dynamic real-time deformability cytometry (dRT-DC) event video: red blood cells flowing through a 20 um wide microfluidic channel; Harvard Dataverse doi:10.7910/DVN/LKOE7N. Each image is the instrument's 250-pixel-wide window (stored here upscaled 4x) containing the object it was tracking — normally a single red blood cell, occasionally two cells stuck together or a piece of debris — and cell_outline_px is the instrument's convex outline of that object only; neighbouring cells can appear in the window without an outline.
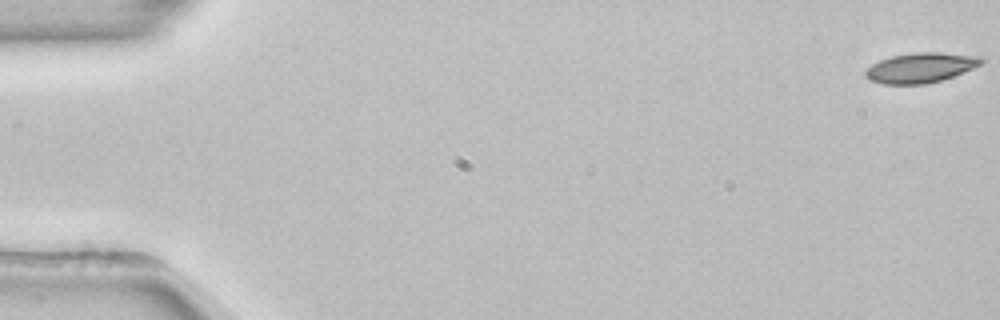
{"species": "common noctule bat (a hibernating species)", "species_latin": "Nyctalus noctula", "temperature_condition": "room temperature", "stored_images_in_passage": 54, "camera_frame_rate_fps": 3000, "um_per_image_px": 0.085, "animal": {"sex": "female", "body_mass_g": 22.7, "forearm_length_mm": 54.2}, "frame": {"image": 1, "passage_image": 1, "time_ms": 0.0, "image_size_px": [1000, 320], "cell_outline_px": [[984, 60], [980, 64], [972, 68], [952, 76], [940, 80], [924, 84], [884, 84], [868, 80], [864, 76], [864, 72], [872, 64], [880, 60], [892, 56], [916, 52], [940, 52], [980, 56]], "centroid_in_image_um": [78.21, 5.75], "position_along_channel_um": 6.8, "area_um2": 20.06}}
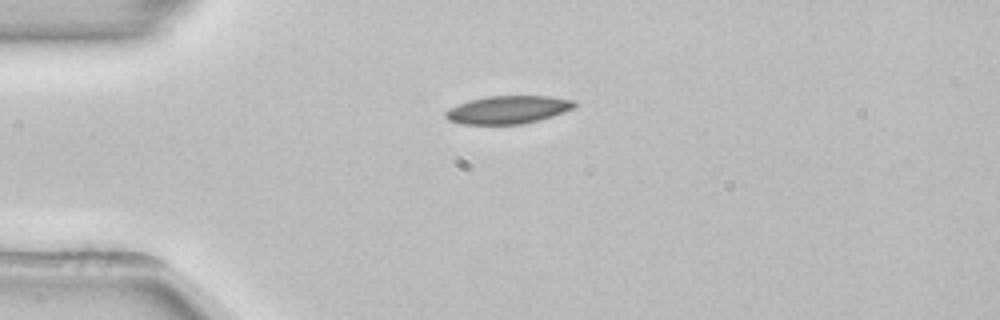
{"frame": {"image": 2, "passage_image": 14, "time_ms": 4.333, "image_size_px": [1000, 320], "cell_outline_px": [[576, 104], [572, 108], [564, 112], [552, 116], [524, 124], [464, 124], [448, 120], [444, 116], [444, 112], [448, 108], [472, 100], [488, 96], [548, 96], [576, 100]], "centroid_in_image_um": [43.18, 9.33], "position_along_channel_um": 41.8, "area_um2": 20.87}}
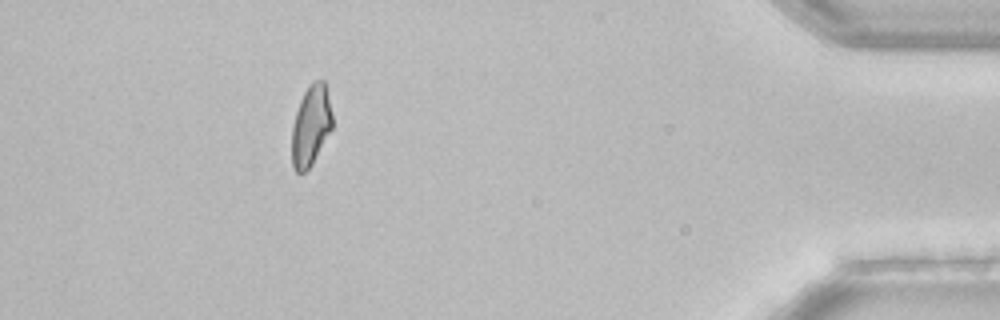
{"frame": {"image": 3, "passage_image": 49, "time_ms": 16.0, "image_size_px": [1000, 320], "cell_outline_px": [[332, 128], [312, 164], [304, 172], [296, 172], [292, 164], [292, 128], [296, 112], [300, 100], [308, 84], [312, 80], [324, 80], [332, 112]], "centroid_in_image_um": [26.42, 10.65], "position_along_channel_um": 408.8, "area_um2": 18.9}, "authors_computed_cell_mechanics": {"area_um2": 20.2011, "velocity_mm_per_s": 3.8562, "shape_relaxation_time_tau1_ms": 6.741, "shape_relaxation_time_tau2_ms": null, "deformation_change_tau1": 0.1582, "deformation_change_tau2": null}}